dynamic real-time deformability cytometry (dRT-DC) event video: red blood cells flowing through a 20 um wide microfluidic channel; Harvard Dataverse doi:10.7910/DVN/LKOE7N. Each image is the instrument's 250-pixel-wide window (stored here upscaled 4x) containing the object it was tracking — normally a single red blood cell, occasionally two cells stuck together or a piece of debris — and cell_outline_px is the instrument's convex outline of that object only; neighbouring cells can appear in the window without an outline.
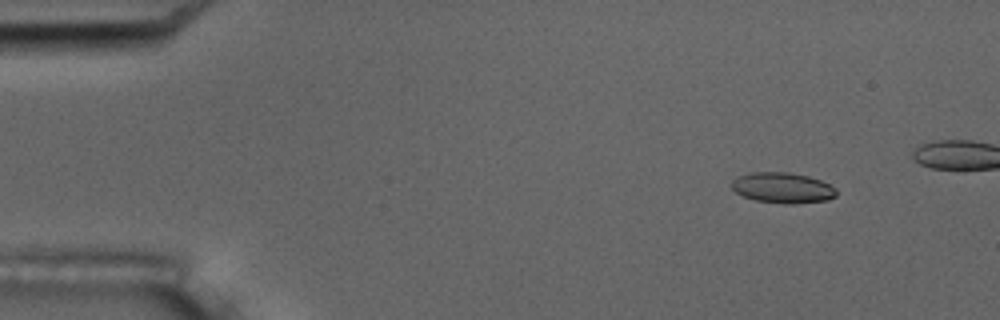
{"species": "common noctule bat (a hibernating species)", "species_latin": "Nyctalus noctula", "temperature_condition": "room temperature", "stored_images_in_passage": 5, "camera_frame_rate_fps": 3000, "um_per_image_px": 0.085, "animal": {"sex": "male", "body_mass_g": 17.5, "forearm_length_mm": 52.3}, "frame": {"image": 1, "passage_image": 1, "time_ms": 0.0, "image_size_px": [1000, 320], "cell_outline_px": [[836, 196], [828, 200], [792, 204], [784, 204], [756, 200], [744, 196], [736, 192], [732, 188], [732, 180], [736, 176], [752, 172], [788, 172], [808, 176], [820, 180], [836, 188]], "centroid_in_image_um": [66.52, 15.96], "position_along_channel_um": 18.5, "area_um2": 18.67}}